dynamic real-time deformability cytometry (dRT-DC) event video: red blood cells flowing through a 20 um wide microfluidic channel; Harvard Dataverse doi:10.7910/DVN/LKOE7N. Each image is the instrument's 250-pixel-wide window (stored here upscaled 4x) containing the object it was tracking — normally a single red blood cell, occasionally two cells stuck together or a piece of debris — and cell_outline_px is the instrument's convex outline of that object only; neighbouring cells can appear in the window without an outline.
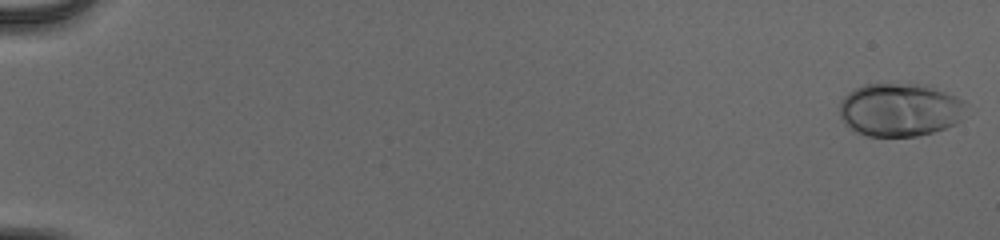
{"species": "human", "species_latin": "Homo sapiens", "temperature_condition": "cold", "stored_images_in_passage": 54, "camera_frame_rate_fps": 3000, "um_per_image_px": 0.085, "donor": {"sex": "male"}, "frame": {"image": 1, "passage_image": 1, "time_ms": 0.0, "image_size_px": [1000, 240], "cell_outline_px": [[968, 104], [960, 120], [956, 124], [932, 132], [916, 136], [868, 136], [856, 132], [844, 124], [840, 116], [840, 100], [848, 92], [864, 84], [928, 84], [956, 96], [964, 100]], "centroid_in_image_um": [76.5, 9.32], "position_along_channel_um": 8.5, "area_um2": 39.65}}
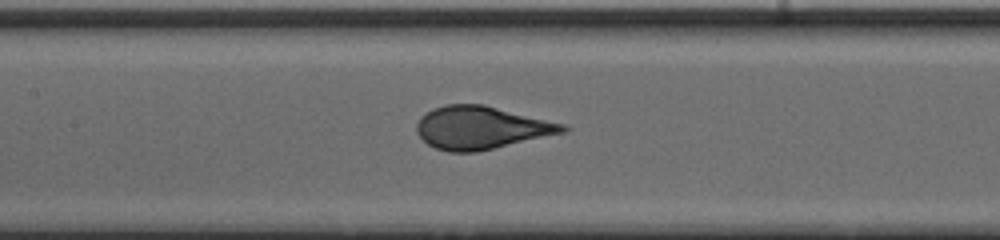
{"frame": {"image": 2, "passage_image": 28, "time_ms": 9.0, "image_size_px": [1000, 240], "cell_outline_px": [[572, 128], [564, 132], [476, 152], [448, 152], [436, 148], [428, 144], [416, 132], [416, 124], [420, 116], [432, 108], [444, 104], [484, 104], [568, 124]], "centroid_in_image_um": [40.91, 10.83], "position_along_channel_um": 166.5, "area_um2": 36.7}}
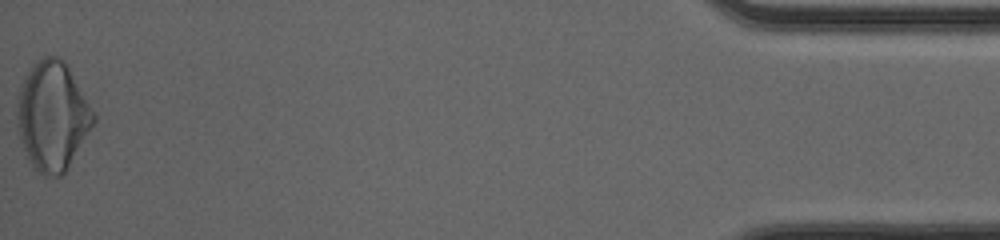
{"frame": {"image": 3, "passage_image": 54, "time_ms": 17.667, "image_size_px": [1000, 240], "cell_outline_px": [[96, 120], [68, 168], [60, 176], [44, 176], [36, 172], [24, 148], [16, 124], [16, 104], [20, 84], [24, 76], [32, 64], [36, 60], [44, 56], [60, 56], [68, 64], [96, 112]], "centroid_in_image_um": [4.47, 9.81], "position_along_channel_um": 430.7, "area_um2": 49.25}, "authors_computed_cell_mechanics": {"area_um2": 37.2521, "velocity_mm_per_s": 3.9979, "shape_relaxation_time_tau1_ms": 5.3035, "shape_relaxation_time_tau2_ms": null, "deformation_change_tau1": 0.2158, "deformation_change_tau2": null}}